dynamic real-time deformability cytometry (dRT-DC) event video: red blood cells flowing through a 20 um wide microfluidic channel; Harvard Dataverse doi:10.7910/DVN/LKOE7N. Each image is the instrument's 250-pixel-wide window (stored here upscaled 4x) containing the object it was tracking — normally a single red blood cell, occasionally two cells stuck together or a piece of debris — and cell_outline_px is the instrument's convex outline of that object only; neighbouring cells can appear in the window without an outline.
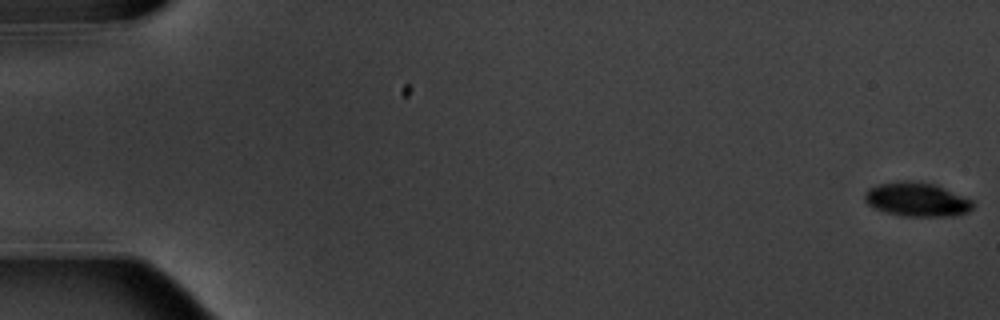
{"species": "common noctule bat (a hibernating species)", "species_latin": "Nyctalus noctula", "temperature_condition": "warm", "stored_images_in_passage": 5, "camera_frame_rate_fps": 3000, "um_per_image_px": 0.085, "animal": {"sex": "male", "body_mass_g": 20.1, "forearm_length_mm": 53.5}, "frame": {"image": 1, "passage_image": 1, "time_ms": 0.0, "image_size_px": [1000, 320], "cell_outline_px": [[976, 204], [968, 212], [956, 216], [900, 216], [884, 212], [872, 208], [864, 200], [864, 192], [868, 188], [876, 184], [900, 180], [908, 180], [936, 184], [976, 200]], "centroid_in_image_um": [77.95, 16.95], "position_along_channel_um": 7.0, "area_um2": 22.2}}
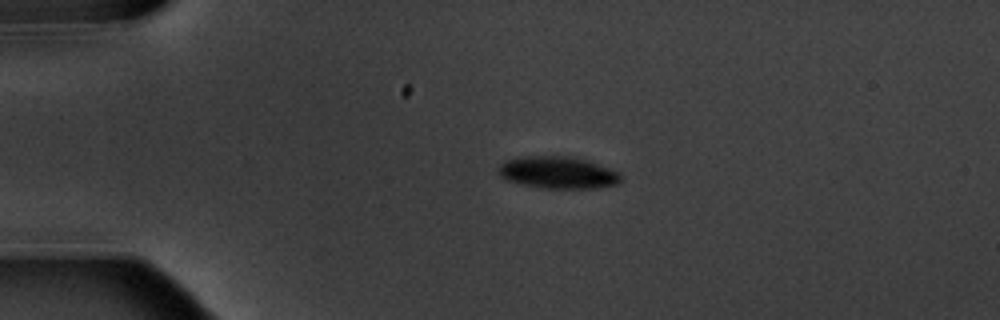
{"frame": {"image": 2, "passage_image": 4, "time_ms": 4.333, "image_size_px": [1000, 320], "cell_outline_px": [[620, 180], [616, 184], [596, 188], [544, 188], [520, 184], [508, 180], [500, 176], [496, 168], [504, 160], [524, 156], [572, 156], [588, 160], [608, 168], [616, 172], [620, 176]], "centroid_in_image_um": [47.35, 14.65], "position_along_channel_um": 37.6, "area_um2": 22.83}}